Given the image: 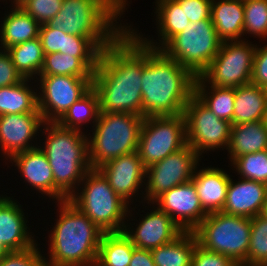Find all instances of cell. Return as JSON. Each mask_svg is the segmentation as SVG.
Instances as JSON below:
<instances>
[{
    "label": "cell",
    "mask_w": 267,
    "mask_h": 266,
    "mask_svg": "<svg viewBox=\"0 0 267 266\" xmlns=\"http://www.w3.org/2000/svg\"><path fill=\"white\" fill-rule=\"evenodd\" d=\"M146 45L127 27L100 54L92 88L101 112L142 116V72Z\"/></svg>",
    "instance_id": "6da1fadb"
},
{
    "label": "cell",
    "mask_w": 267,
    "mask_h": 266,
    "mask_svg": "<svg viewBox=\"0 0 267 266\" xmlns=\"http://www.w3.org/2000/svg\"><path fill=\"white\" fill-rule=\"evenodd\" d=\"M195 76L161 49L146 46L142 72V116L183 114L194 95Z\"/></svg>",
    "instance_id": "7a4b0ae2"
},
{
    "label": "cell",
    "mask_w": 267,
    "mask_h": 266,
    "mask_svg": "<svg viewBox=\"0 0 267 266\" xmlns=\"http://www.w3.org/2000/svg\"><path fill=\"white\" fill-rule=\"evenodd\" d=\"M54 203L57 219L48 230V251L43 260L50 266H95L105 232L68 199Z\"/></svg>",
    "instance_id": "3957f363"
},
{
    "label": "cell",
    "mask_w": 267,
    "mask_h": 266,
    "mask_svg": "<svg viewBox=\"0 0 267 266\" xmlns=\"http://www.w3.org/2000/svg\"><path fill=\"white\" fill-rule=\"evenodd\" d=\"M132 1L129 0H63L58 14L49 26L68 34L88 38L101 52L127 27L121 18ZM128 6V7H127Z\"/></svg>",
    "instance_id": "277c9868"
},
{
    "label": "cell",
    "mask_w": 267,
    "mask_h": 266,
    "mask_svg": "<svg viewBox=\"0 0 267 266\" xmlns=\"http://www.w3.org/2000/svg\"><path fill=\"white\" fill-rule=\"evenodd\" d=\"M40 132L39 137L43 138H39L38 147L53 171L54 201L66 200L91 169L87 133L62 127L57 122H44Z\"/></svg>",
    "instance_id": "5b68a950"
},
{
    "label": "cell",
    "mask_w": 267,
    "mask_h": 266,
    "mask_svg": "<svg viewBox=\"0 0 267 266\" xmlns=\"http://www.w3.org/2000/svg\"><path fill=\"white\" fill-rule=\"evenodd\" d=\"M143 116L134 113L100 112L88 139V159L91 169L138 150ZM87 131V132H86Z\"/></svg>",
    "instance_id": "8992f818"
},
{
    "label": "cell",
    "mask_w": 267,
    "mask_h": 266,
    "mask_svg": "<svg viewBox=\"0 0 267 266\" xmlns=\"http://www.w3.org/2000/svg\"><path fill=\"white\" fill-rule=\"evenodd\" d=\"M103 232H122L130 205L110 187L98 169H90L68 198Z\"/></svg>",
    "instance_id": "52a82bcc"
},
{
    "label": "cell",
    "mask_w": 267,
    "mask_h": 266,
    "mask_svg": "<svg viewBox=\"0 0 267 266\" xmlns=\"http://www.w3.org/2000/svg\"><path fill=\"white\" fill-rule=\"evenodd\" d=\"M193 232L198 244L206 250L223 254L236 264L247 261L251 218L211 212Z\"/></svg>",
    "instance_id": "ba28073f"
},
{
    "label": "cell",
    "mask_w": 267,
    "mask_h": 266,
    "mask_svg": "<svg viewBox=\"0 0 267 266\" xmlns=\"http://www.w3.org/2000/svg\"><path fill=\"white\" fill-rule=\"evenodd\" d=\"M221 43L211 18H207L197 23L189 22L161 50L197 77L215 58Z\"/></svg>",
    "instance_id": "9c48e42d"
},
{
    "label": "cell",
    "mask_w": 267,
    "mask_h": 266,
    "mask_svg": "<svg viewBox=\"0 0 267 266\" xmlns=\"http://www.w3.org/2000/svg\"><path fill=\"white\" fill-rule=\"evenodd\" d=\"M186 145L184 114L144 117L137 151L146 168Z\"/></svg>",
    "instance_id": "30bf717a"
},
{
    "label": "cell",
    "mask_w": 267,
    "mask_h": 266,
    "mask_svg": "<svg viewBox=\"0 0 267 266\" xmlns=\"http://www.w3.org/2000/svg\"><path fill=\"white\" fill-rule=\"evenodd\" d=\"M256 48L257 43L250 40L223 41L219 52L199 77L217 87L237 88L251 83Z\"/></svg>",
    "instance_id": "8fae6325"
},
{
    "label": "cell",
    "mask_w": 267,
    "mask_h": 266,
    "mask_svg": "<svg viewBox=\"0 0 267 266\" xmlns=\"http://www.w3.org/2000/svg\"><path fill=\"white\" fill-rule=\"evenodd\" d=\"M186 140L203 159L206 153L227 150L232 124L218 118L195 95L184 109ZM203 155V156H202Z\"/></svg>",
    "instance_id": "7c38bea8"
},
{
    "label": "cell",
    "mask_w": 267,
    "mask_h": 266,
    "mask_svg": "<svg viewBox=\"0 0 267 266\" xmlns=\"http://www.w3.org/2000/svg\"><path fill=\"white\" fill-rule=\"evenodd\" d=\"M202 157L190 146L146 168L143 202L152 203L169 189L192 181Z\"/></svg>",
    "instance_id": "4fadbf2b"
},
{
    "label": "cell",
    "mask_w": 267,
    "mask_h": 266,
    "mask_svg": "<svg viewBox=\"0 0 267 266\" xmlns=\"http://www.w3.org/2000/svg\"><path fill=\"white\" fill-rule=\"evenodd\" d=\"M93 78L67 75L38 76V110L44 122H57L92 88Z\"/></svg>",
    "instance_id": "5bb4252c"
},
{
    "label": "cell",
    "mask_w": 267,
    "mask_h": 266,
    "mask_svg": "<svg viewBox=\"0 0 267 266\" xmlns=\"http://www.w3.org/2000/svg\"><path fill=\"white\" fill-rule=\"evenodd\" d=\"M136 206L137 204L130 206L123 231L136 248L152 250L173 241L184 232L171 216L151 202L147 204L142 202V209L150 208V212L141 210L140 213H143H139L141 219H137L138 216H133L138 215ZM130 221H136V223Z\"/></svg>",
    "instance_id": "9a60e30c"
},
{
    "label": "cell",
    "mask_w": 267,
    "mask_h": 266,
    "mask_svg": "<svg viewBox=\"0 0 267 266\" xmlns=\"http://www.w3.org/2000/svg\"><path fill=\"white\" fill-rule=\"evenodd\" d=\"M97 169L108 180L110 187L119 197L129 205L134 203L136 205V202H139L137 204L140 205L137 207L139 208L141 206L144 198L143 189L145 185L146 167L138 151L121 155L118 158L104 163ZM137 198L139 199L138 201Z\"/></svg>",
    "instance_id": "2e32d148"
},
{
    "label": "cell",
    "mask_w": 267,
    "mask_h": 266,
    "mask_svg": "<svg viewBox=\"0 0 267 266\" xmlns=\"http://www.w3.org/2000/svg\"><path fill=\"white\" fill-rule=\"evenodd\" d=\"M43 123L41 113L0 115L1 159L6 162L18 153L38 147Z\"/></svg>",
    "instance_id": "e0dca14e"
},
{
    "label": "cell",
    "mask_w": 267,
    "mask_h": 266,
    "mask_svg": "<svg viewBox=\"0 0 267 266\" xmlns=\"http://www.w3.org/2000/svg\"><path fill=\"white\" fill-rule=\"evenodd\" d=\"M152 203L171 216L183 231L193 232L208 215L200 203L193 181L169 189Z\"/></svg>",
    "instance_id": "ac0fdd59"
},
{
    "label": "cell",
    "mask_w": 267,
    "mask_h": 266,
    "mask_svg": "<svg viewBox=\"0 0 267 266\" xmlns=\"http://www.w3.org/2000/svg\"><path fill=\"white\" fill-rule=\"evenodd\" d=\"M3 193L0 194V242L9 251H21L34 246L39 237L30 230L32 226L28 224L29 216L25 215L24 205L13 196Z\"/></svg>",
    "instance_id": "d6986e66"
},
{
    "label": "cell",
    "mask_w": 267,
    "mask_h": 266,
    "mask_svg": "<svg viewBox=\"0 0 267 266\" xmlns=\"http://www.w3.org/2000/svg\"><path fill=\"white\" fill-rule=\"evenodd\" d=\"M12 164L16 172L23 178L26 186L41 193L43 198L54 201V177L53 171L45 153L36 147L12 156L5 164ZM28 183V184H27ZM53 199V200H52Z\"/></svg>",
    "instance_id": "ffe728a7"
},
{
    "label": "cell",
    "mask_w": 267,
    "mask_h": 266,
    "mask_svg": "<svg viewBox=\"0 0 267 266\" xmlns=\"http://www.w3.org/2000/svg\"><path fill=\"white\" fill-rule=\"evenodd\" d=\"M231 177L222 212L247 218L261 215L267 201V185L239 177L237 181L233 180V175Z\"/></svg>",
    "instance_id": "44dd1931"
},
{
    "label": "cell",
    "mask_w": 267,
    "mask_h": 266,
    "mask_svg": "<svg viewBox=\"0 0 267 266\" xmlns=\"http://www.w3.org/2000/svg\"><path fill=\"white\" fill-rule=\"evenodd\" d=\"M155 3V4H154ZM156 24V40L153 35L145 36L139 32V28L132 27L129 22L128 28L148 47L161 49L173 36L183 31L189 24L184 10L176 0H155L153 2ZM156 14V15H155ZM159 41V42H158Z\"/></svg>",
    "instance_id": "7402d4cb"
},
{
    "label": "cell",
    "mask_w": 267,
    "mask_h": 266,
    "mask_svg": "<svg viewBox=\"0 0 267 266\" xmlns=\"http://www.w3.org/2000/svg\"><path fill=\"white\" fill-rule=\"evenodd\" d=\"M199 167V168H198ZM224 168L197 166L192 181L203 209L207 213L222 211L226 200L230 173Z\"/></svg>",
    "instance_id": "603a6c76"
},
{
    "label": "cell",
    "mask_w": 267,
    "mask_h": 266,
    "mask_svg": "<svg viewBox=\"0 0 267 266\" xmlns=\"http://www.w3.org/2000/svg\"><path fill=\"white\" fill-rule=\"evenodd\" d=\"M39 39L44 55L59 52L72 57H99L101 54L88 38L68 34L48 24L41 25Z\"/></svg>",
    "instance_id": "cb8c5ba5"
},
{
    "label": "cell",
    "mask_w": 267,
    "mask_h": 266,
    "mask_svg": "<svg viewBox=\"0 0 267 266\" xmlns=\"http://www.w3.org/2000/svg\"><path fill=\"white\" fill-rule=\"evenodd\" d=\"M211 21L222 42L244 40V1L212 0Z\"/></svg>",
    "instance_id": "d4e9b609"
},
{
    "label": "cell",
    "mask_w": 267,
    "mask_h": 266,
    "mask_svg": "<svg viewBox=\"0 0 267 266\" xmlns=\"http://www.w3.org/2000/svg\"><path fill=\"white\" fill-rule=\"evenodd\" d=\"M0 20V49L39 37L41 25L21 7H9Z\"/></svg>",
    "instance_id": "484cf974"
},
{
    "label": "cell",
    "mask_w": 267,
    "mask_h": 266,
    "mask_svg": "<svg viewBox=\"0 0 267 266\" xmlns=\"http://www.w3.org/2000/svg\"><path fill=\"white\" fill-rule=\"evenodd\" d=\"M267 150V127L263 121L232 125L227 148V157L231 163L244 154Z\"/></svg>",
    "instance_id": "4316f807"
},
{
    "label": "cell",
    "mask_w": 267,
    "mask_h": 266,
    "mask_svg": "<svg viewBox=\"0 0 267 266\" xmlns=\"http://www.w3.org/2000/svg\"><path fill=\"white\" fill-rule=\"evenodd\" d=\"M267 89L249 83L235 88L232 125L263 120Z\"/></svg>",
    "instance_id": "83f0119b"
},
{
    "label": "cell",
    "mask_w": 267,
    "mask_h": 266,
    "mask_svg": "<svg viewBox=\"0 0 267 266\" xmlns=\"http://www.w3.org/2000/svg\"><path fill=\"white\" fill-rule=\"evenodd\" d=\"M21 113H40L36 80L24 79L18 84L0 87V115Z\"/></svg>",
    "instance_id": "f1b7e54d"
},
{
    "label": "cell",
    "mask_w": 267,
    "mask_h": 266,
    "mask_svg": "<svg viewBox=\"0 0 267 266\" xmlns=\"http://www.w3.org/2000/svg\"><path fill=\"white\" fill-rule=\"evenodd\" d=\"M99 57H72L68 54H46L39 76L67 75L93 78Z\"/></svg>",
    "instance_id": "f546056e"
},
{
    "label": "cell",
    "mask_w": 267,
    "mask_h": 266,
    "mask_svg": "<svg viewBox=\"0 0 267 266\" xmlns=\"http://www.w3.org/2000/svg\"><path fill=\"white\" fill-rule=\"evenodd\" d=\"M197 243L194 232L184 231L173 241L150 251L156 266H191Z\"/></svg>",
    "instance_id": "4dcf8cb0"
},
{
    "label": "cell",
    "mask_w": 267,
    "mask_h": 266,
    "mask_svg": "<svg viewBox=\"0 0 267 266\" xmlns=\"http://www.w3.org/2000/svg\"><path fill=\"white\" fill-rule=\"evenodd\" d=\"M194 95L218 118L232 124L235 88L212 86L197 76L194 82Z\"/></svg>",
    "instance_id": "1f68e13d"
},
{
    "label": "cell",
    "mask_w": 267,
    "mask_h": 266,
    "mask_svg": "<svg viewBox=\"0 0 267 266\" xmlns=\"http://www.w3.org/2000/svg\"><path fill=\"white\" fill-rule=\"evenodd\" d=\"M6 51L24 79H37L45 58L39 37L11 46Z\"/></svg>",
    "instance_id": "d6a6232c"
},
{
    "label": "cell",
    "mask_w": 267,
    "mask_h": 266,
    "mask_svg": "<svg viewBox=\"0 0 267 266\" xmlns=\"http://www.w3.org/2000/svg\"><path fill=\"white\" fill-rule=\"evenodd\" d=\"M100 112L98 94L91 88L66 111L57 123L68 129L85 132V126L88 128V125L94 127Z\"/></svg>",
    "instance_id": "836d02e7"
},
{
    "label": "cell",
    "mask_w": 267,
    "mask_h": 266,
    "mask_svg": "<svg viewBox=\"0 0 267 266\" xmlns=\"http://www.w3.org/2000/svg\"><path fill=\"white\" fill-rule=\"evenodd\" d=\"M134 248L123 231L104 233L95 266H129Z\"/></svg>",
    "instance_id": "e575fe53"
},
{
    "label": "cell",
    "mask_w": 267,
    "mask_h": 266,
    "mask_svg": "<svg viewBox=\"0 0 267 266\" xmlns=\"http://www.w3.org/2000/svg\"><path fill=\"white\" fill-rule=\"evenodd\" d=\"M244 1V41L249 36L260 38L259 43L267 40V0ZM248 34V37H247ZM252 35V36H251ZM247 38V39H246Z\"/></svg>",
    "instance_id": "d590c367"
},
{
    "label": "cell",
    "mask_w": 267,
    "mask_h": 266,
    "mask_svg": "<svg viewBox=\"0 0 267 266\" xmlns=\"http://www.w3.org/2000/svg\"><path fill=\"white\" fill-rule=\"evenodd\" d=\"M229 166L232 173L239 175L237 177L267 185V150L244 154L235 158Z\"/></svg>",
    "instance_id": "8d00e7d4"
},
{
    "label": "cell",
    "mask_w": 267,
    "mask_h": 266,
    "mask_svg": "<svg viewBox=\"0 0 267 266\" xmlns=\"http://www.w3.org/2000/svg\"><path fill=\"white\" fill-rule=\"evenodd\" d=\"M245 265L267 266V219L251 218L250 244Z\"/></svg>",
    "instance_id": "74e56055"
},
{
    "label": "cell",
    "mask_w": 267,
    "mask_h": 266,
    "mask_svg": "<svg viewBox=\"0 0 267 266\" xmlns=\"http://www.w3.org/2000/svg\"><path fill=\"white\" fill-rule=\"evenodd\" d=\"M63 0H29L21 8L40 25L48 24L62 7Z\"/></svg>",
    "instance_id": "f35d334b"
},
{
    "label": "cell",
    "mask_w": 267,
    "mask_h": 266,
    "mask_svg": "<svg viewBox=\"0 0 267 266\" xmlns=\"http://www.w3.org/2000/svg\"><path fill=\"white\" fill-rule=\"evenodd\" d=\"M39 242L34 246L21 250L10 251L0 259V266H38L43 261V251Z\"/></svg>",
    "instance_id": "ab89813d"
},
{
    "label": "cell",
    "mask_w": 267,
    "mask_h": 266,
    "mask_svg": "<svg viewBox=\"0 0 267 266\" xmlns=\"http://www.w3.org/2000/svg\"><path fill=\"white\" fill-rule=\"evenodd\" d=\"M236 263L233 262L229 257L206 250L198 243L195 247L191 266H235Z\"/></svg>",
    "instance_id": "60d3db41"
},
{
    "label": "cell",
    "mask_w": 267,
    "mask_h": 266,
    "mask_svg": "<svg viewBox=\"0 0 267 266\" xmlns=\"http://www.w3.org/2000/svg\"><path fill=\"white\" fill-rule=\"evenodd\" d=\"M262 43L255 51L251 83L267 89V44L265 41Z\"/></svg>",
    "instance_id": "b9f144b4"
},
{
    "label": "cell",
    "mask_w": 267,
    "mask_h": 266,
    "mask_svg": "<svg viewBox=\"0 0 267 266\" xmlns=\"http://www.w3.org/2000/svg\"><path fill=\"white\" fill-rule=\"evenodd\" d=\"M192 23L211 18L212 0H176Z\"/></svg>",
    "instance_id": "7bdbcfd3"
},
{
    "label": "cell",
    "mask_w": 267,
    "mask_h": 266,
    "mask_svg": "<svg viewBox=\"0 0 267 266\" xmlns=\"http://www.w3.org/2000/svg\"><path fill=\"white\" fill-rule=\"evenodd\" d=\"M23 80L7 51L0 49V87L18 84Z\"/></svg>",
    "instance_id": "ee69618b"
},
{
    "label": "cell",
    "mask_w": 267,
    "mask_h": 266,
    "mask_svg": "<svg viewBox=\"0 0 267 266\" xmlns=\"http://www.w3.org/2000/svg\"><path fill=\"white\" fill-rule=\"evenodd\" d=\"M129 266H156L151 251L148 249L134 248Z\"/></svg>",
    "instance_id": "f6af8a7d"
},
{
    "label": "cell",
    "mask_w": 267,
    "mask_h": 266,
    "mask_svg": "<svg viewBox=\"0 0 267 266\" xmlns=\"http://www.w3.org/2000/svg\"><path fill=\"white\" fill-rule=\"evenodd\" d=\"M8 1L11 4L9 6H6V7H22L29 0H3V3L8 2Z\"/></svg>",
    "instance_id": "bcb514c9"
},
{
    "label": "cell",
    "mask_w": 267,
    "mask_h": 266,
    "mask_svg": "<svg viewBox=\"0 0 267 266\" xmlns=\"http://www.w3.org/2000/svg\"><path fill=\"white\" fill-rule=\"evenodd\" d=\"M10 251L0 242V259L8 254Z\"/></svg>",
    "instance_id": "7dc6e473"
},
{
    "label": "cell",
    "mask_w": 267,
    "mask_h": 266,
    "mask_svg": "<svg viewBox=\"0 0 267 266\" xmlns=\"http://www.w3.org/2000/svg\"><path fill=\"white\" fill-rule=\"evenodd\" d=\"M261 216L264 217L265 219H267V201H266L265 205L263 206Z\"/></svg>",
    "instance_id": "c3c4849f"
},
{
    "label": "cell",
    "mask_w": 267,
    "mask_h": 266,
    "mask_svg": "<svg viewBox=\"0 0 267 266\" xmlns=\"http://www.w3.org/2000/svg\"><path fill=\"white\" fill-rule=\"evenodd\" d=\"M262 121L264 125L267 127V103H266V109H265V113H264V117Z\"/></svg>",
    "instance_id": "681fc988"
},
{
    "label": "cell",
    "mask_w": 267,
    "mask_h": 266,
    "mask_svg": "<svg viewBox=\"0 0 267 266\" xmlns=\"http://www.w3.org/2000/svg\"><path fill=\"white\" fill-rule=\"evenodd\" d=\"M38 266H50V265L43 260Z\"/></svg>",
    "instance_id": "f907efd6"
},
{
    "label": "cell",
    "mask_w": 267,
    "mask_h": 266,
    "mask_svg": "<svg viewBox=\"0 0 267 266\" xmlns=\"http://www.w3.org/2000/svg\"><path fill=\"white\" fill-rule=\"evenodd\" d=\"M235 266H251V265H245V264H236Z\"/></svg>",
    "instance_id": "816d5d0a"
}]
</instances>
